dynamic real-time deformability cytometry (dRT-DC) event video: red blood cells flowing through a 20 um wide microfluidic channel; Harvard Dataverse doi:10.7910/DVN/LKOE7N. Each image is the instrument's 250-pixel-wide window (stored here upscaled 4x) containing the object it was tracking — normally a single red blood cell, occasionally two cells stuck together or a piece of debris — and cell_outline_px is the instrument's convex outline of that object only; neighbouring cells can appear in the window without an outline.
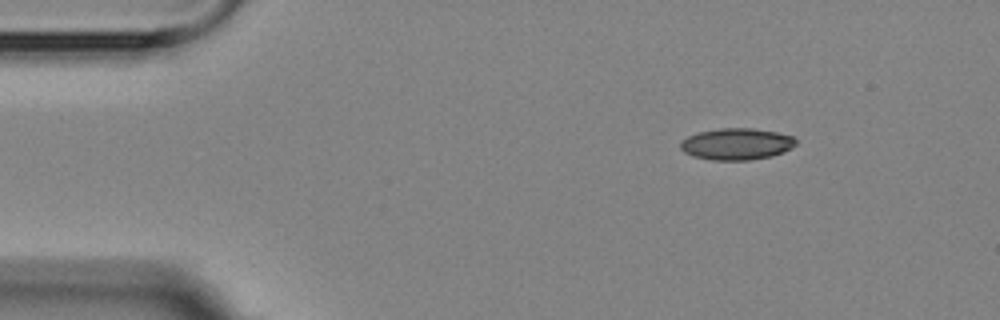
{"species": "Egyptian fruit bat (a non-hibernating species)", "species_latin": "Rousettus aegyptiacus", "temperature_condition": "room temperature", "stored_images_in_passage": 3, "camera_frame_rate_fps": 3000, "um_per_image_px": 0.085, "animal": {"sex": "female"}, "frame": {"image": 1, "passage_image": 1, "time_ms": 0.0, "image_size_px": [1000, 320], "cell_outline_px": [[796, 144], [792, 148], [784, 152], [772, 156], [748, 160], [712, 160], [692, 156], [684, 152], [680, 148], [680, 144], [688, 136], [700, 132], [720, 128], [752, 128], [776, 132], [792, 136], [796, 140]], "centroid_in_image_um": [62.63, 12.25], "position_along_channel_um": 22.4, "area_um2": 21.21}}